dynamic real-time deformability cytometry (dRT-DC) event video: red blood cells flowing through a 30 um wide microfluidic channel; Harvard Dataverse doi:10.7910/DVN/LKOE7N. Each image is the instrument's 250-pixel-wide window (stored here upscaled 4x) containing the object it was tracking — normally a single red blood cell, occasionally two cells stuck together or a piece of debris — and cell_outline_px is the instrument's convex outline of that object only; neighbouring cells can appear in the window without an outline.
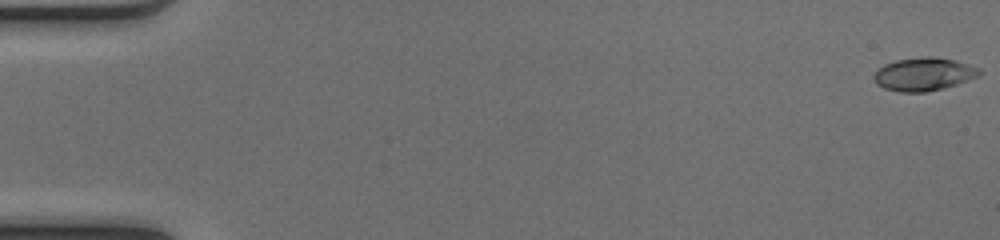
{"species": "common noctule bat (a hibernating species)", "species_latin": "Nyctalus noctula", "temperature_condition": "cold", "stored_images_in_passage": 51, "camera_frame_rate_fps": 3000, "um_per_image_px": 0.085, "animal": {"sex": "female", "body_mass_g": 17.0, "forearm_length_mm": 48.0}, "frame": {"image": 1, "passage_image": 1, "time_ms": 0.0, "image_size_px": [1000, 240], "cell_outline_px": [[980, 72], [976, 76], [968, 80], [956, 84], [924, 92], [900, 92], [884, 88], [876, 84], [872, 76], [884, 64], [896, 60], [924, 56], [932, 56], [956, 60], [980, 68]], "centroid_in_image_um": [78.49, 6.29], "position_along_channel_um": 6.5, "area_um2": 20.17}}
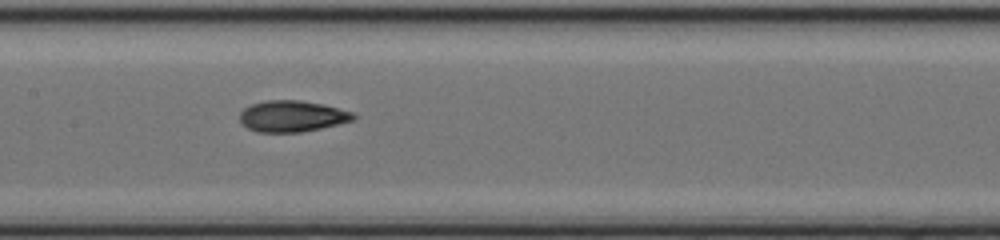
{"frame": {"image": 2, "passage_image": 26, "time_ms": 8.333, "image_size_px": [1000, 240], "cell_outline_px": [[356, 120], [320, 128], [300, 132], [256, 132], [248, 128], [240, 120], [240, 112], [244, 108], [252, 104], [268, 100], [300, 100], [324, 104], [352, 112], [356, 116]], "centroid_in_image_um": [24.85, 9.87], "position_along_channel_um": 182.6, "area_um2": 20.63}}
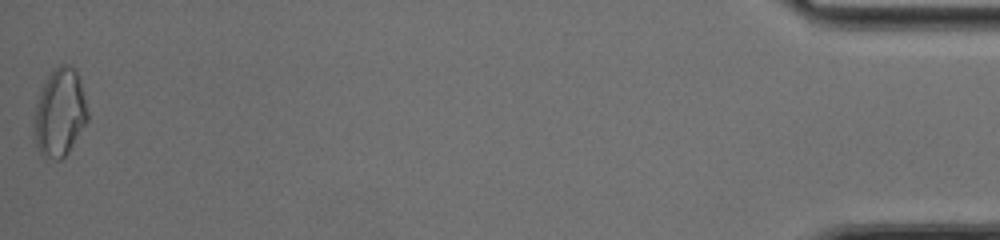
{"frame": {"image": 3, "passage_image": 51, "time_ms": 16.667, "image_size_px": [1000, 240], "cell_outline_px": [[88, 120], [68, 152], [60, 160], [56, 160], [44, 156], [40, 152], [32, 136], [32, 116], [40, 88], [48, 76], [60, 64], [68, 64], [76, 68], [80, 80], [88, 112]], "centroid_in_image_um": [5.04, 9.57], "position_along_channel_um": 430.2, "area_um2": 27.86}, "authors_computed_cell_mechanics": {"area_um2": 20.4034, "velocity_mm_per_s": 4.1322, "shape_relaxation_time_tau1_ms": 5.2802, "shape_relaxation_time_tau2_ms": 1.0048, "deformation_change_tau1": 0.1919, "deformation_change_tau2": 0.0583}}